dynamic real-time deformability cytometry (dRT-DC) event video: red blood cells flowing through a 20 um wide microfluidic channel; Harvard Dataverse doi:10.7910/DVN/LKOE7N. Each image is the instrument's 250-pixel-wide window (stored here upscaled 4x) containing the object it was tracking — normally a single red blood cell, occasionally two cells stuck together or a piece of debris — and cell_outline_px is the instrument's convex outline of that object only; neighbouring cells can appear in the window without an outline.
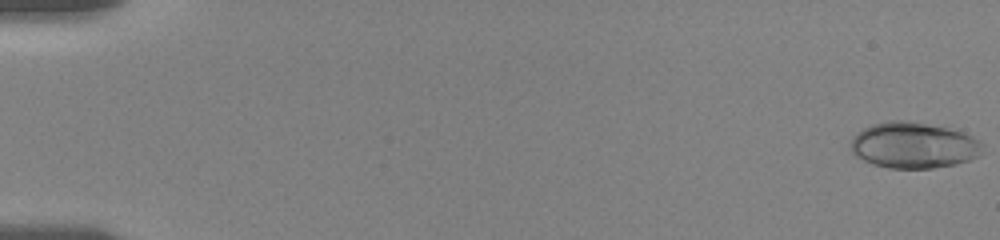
{"species": "human", "species_latin": "Homo sapiens", "temperature_condition": "room temperature", "stored_images_in_passage": 57, "camera_frame_rate_fps": 3000, "um_per_image_px": 0.085, "donor": {"sex": "female"}, "frame": {"image": 1, "passage_image": 1, "time_ms": 0.0, "image_size_px": [1000, 240], "cell_outline_px": [[984, 144], [980, 156], [956, 164], [932, 168], [888, 168], [872, 164], [856, 156], [848, 148], [852, 140], [864, 128], [872, 124], [888, 120], [908, 120], [948, 128], [972, 136], [980, 140]], "centroid_in_image_um": [77.67, 12.35], "position_along_channel_um": 7.3, "area_um2": 35.43}}
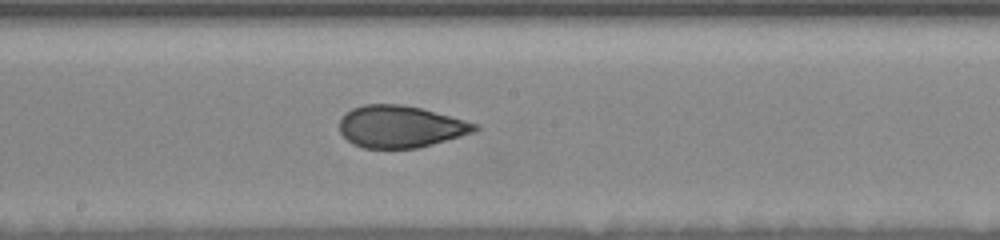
{"frame": {"image": 2, "passage_image": 32, "time_ms": 10.333, "image_size_px": [1000, 240], "cell_outline_px": [[480, 128], [476, 132], [420, 148], [364, 148], [352, 144], [340, 132], [340, 120], [344, 112], [352, 108], [364, 104], [400, 104], [420, 108], [480, 124]], "centroid_in_image_um": [34.06, 10.77], "position_along_channel_um": 214.1, "area_um2": 33.35}}
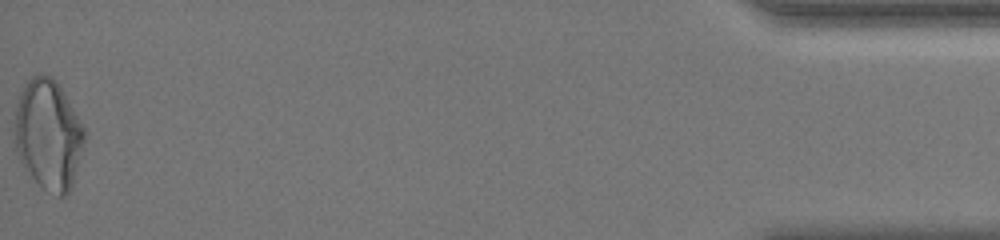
{"frame": {"image": 3, "passage_image": 57, "time_ms": 18.667, "image_size_px": [1000, 240], "cell_outline_px": [[88, 132], [72, 188], [64, 196], [56, 196], [44, 188], [24, 172], [16, 152], [16, 104], [20, 92], [24, 84], [32, 76], [40, 72], [52, 76], [60, 84]], "centroid_in_image_um": [4.14, 11.43], "position_along_channel_um": 431.1, "area_um2": 45.78}, "authors_computed_cell_mechanics": {"area_um2": 33.9286, "velocity_mm_per_s": 3.6265, "shape_relaxation_time_tau1_ms": 5.1729, "shape_relaxation_time_tau2_ms": 1.2825, "deformation_change_tau1": 0.1658, "deformation_change_tau2": 0.069}}